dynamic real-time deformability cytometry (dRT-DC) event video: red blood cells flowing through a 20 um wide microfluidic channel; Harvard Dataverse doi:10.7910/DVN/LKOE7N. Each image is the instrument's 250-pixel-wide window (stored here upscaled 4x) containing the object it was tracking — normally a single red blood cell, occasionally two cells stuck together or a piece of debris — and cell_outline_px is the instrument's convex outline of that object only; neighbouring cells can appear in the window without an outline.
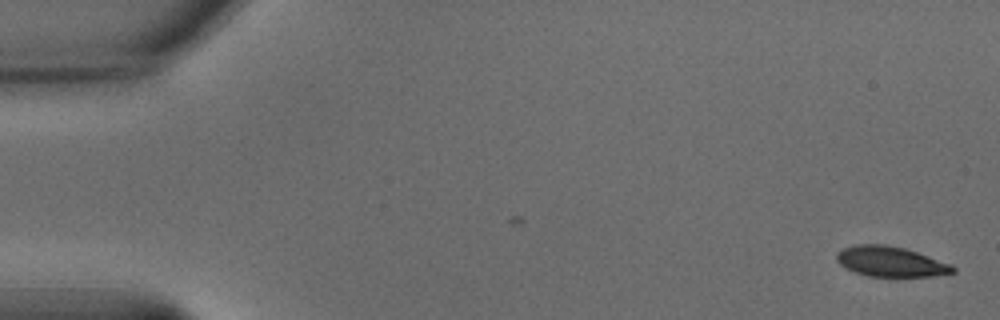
{"species": "common noctule bat (a hibernating species)", "species_latin": "Nyctalus noctula", "temperature_condition": "warm", "stored_images_in_passage": 55, "camera_frame_rate_fps": 3000, "um_per_image_px": 0.085, "animal": {"sex": "male", "body_mass_g": 15.6}, "frame": {"image": 1, "passage_image": 1, "time_ms": 0.0, "image_size_px": [1000, 320], "cell_outline_px": [[956, 272], [932, 276], [868, 276], [856, 272], [840, 264], [836, 260], [836, 252], [844, 248], [856, 244], [884, 244], [904, 248], [952, 264], [956, 268]], "centroid_in_image_um": [75.71, 22.23], "position_along_channel_um": 9.3, "area_um2": 20.29}}
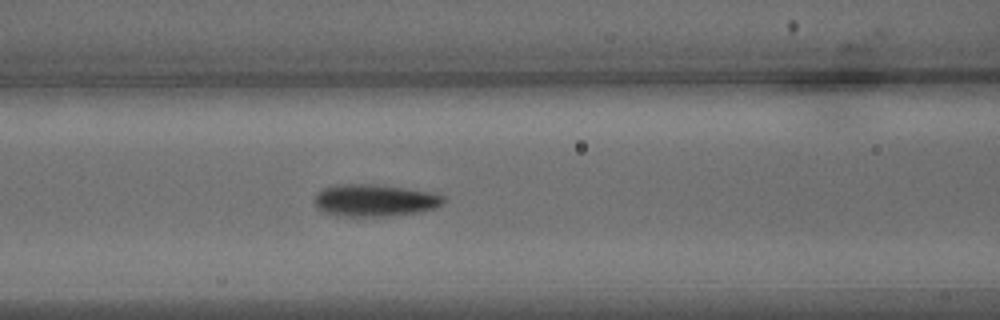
{"frame": {"image": 2, "passage_image": 23, "time_ms": 7.333, "image_size_px": [1000, 320], "cell_outline_px": [[448, 200], [444, 204], [436, 208], [420, 212], [388, 216], [336, 216], [324, 212], [316, 208], [312, 200], [316, 192], [324, 188], [340, 184], [376, 184], [408, 188], [436, 192], [444, 196]], "centroid_in_image_um": [31.88, 17.03], "position_along_channel_um": 134.7, "area_um2": 24.85}}
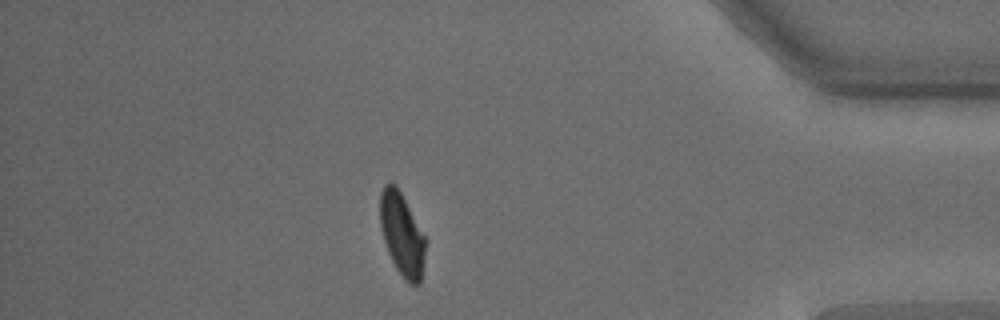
{"frame": {"image": 3, "passage_image": 48, "time_ms": 15.667, "image_size_px": [1000, 320], "cell_outline_px": [[424, 256], [420, 284], [408, 284], [404, 280], [396, 268], [388, 252], [380, 228], [380, 192], [384, 184], [396, 184], [424, 236]], "centroid_in_image_um": [34.13, 19.93], "position_along_channel_um": 401.1, "area_um2": 21.44}, "authors_computed_cell_mechanics": {"area_um2": 22.9466, "velocity_mm_per_s": 3.6433, "shape_relaxation_time_tau1_ms": 2.6698, "shape_relaxation_time_tau2_ms": 0.9194, "deformation_change_tau1": 0.1483, "deformation_change_tau2": 0.0559}}